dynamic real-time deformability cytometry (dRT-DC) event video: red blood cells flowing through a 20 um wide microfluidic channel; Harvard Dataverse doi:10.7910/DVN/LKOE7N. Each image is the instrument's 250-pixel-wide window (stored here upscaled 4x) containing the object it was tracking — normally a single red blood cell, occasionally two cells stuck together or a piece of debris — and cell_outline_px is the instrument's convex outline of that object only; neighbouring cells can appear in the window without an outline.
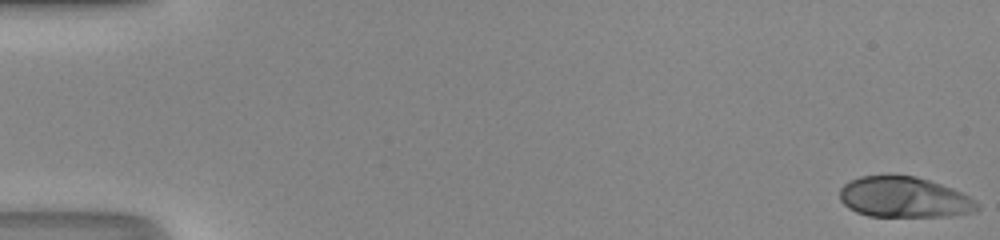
{"species": "human", "species_latin": "Homo sapiens", "temperature_condition": "room temperature", "stored_images_in_passage": 50, "camera_frame_rate_fps": 3000, "um_per_image_px": 0.085, "donor": {"sex": "male"}, "frame": {"image": 1, "passage_image": 1, "time_ms": 0.0, "image_size_px": [1000, 240], "cell_outline_px": [[980, 208], [976, 212], [952, 216], [868, 216], [856, 212], [848, 208], [840, 200], [840, 188], [844, 184], [860, 176], [916, 176], [952, 188], [976, 200], [980, 204]], "centroid_in_image_um": [76.88, 16.78], "position_along_channel_um": 8.1, "area_um2": 32.54}}
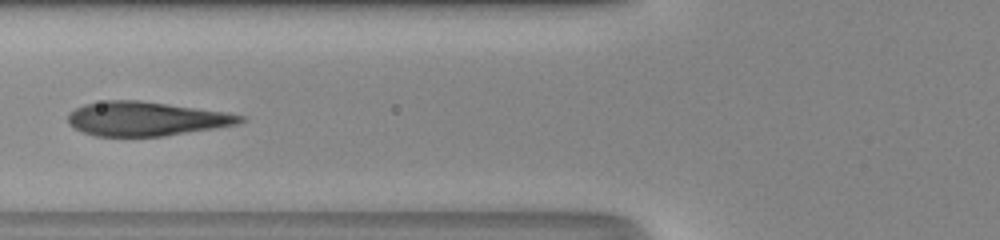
{"frame": {"image": 2, "passage_image": 21, "time_ms": 6.667, "image_size_px": [1000, 240], "cell_outline_px": [[248, 120], [240, 124], [216, 128], [164, 136], [96, 136], [72, 128], [68, 124], [68, 112], [84, 104], [104, 100], [140, 100], [224, 112], [244, 116]], "centroid_in_image_um": [12.4, 10.1], "position_along_channel_um": 113.4, "area_um2": 34.39}}
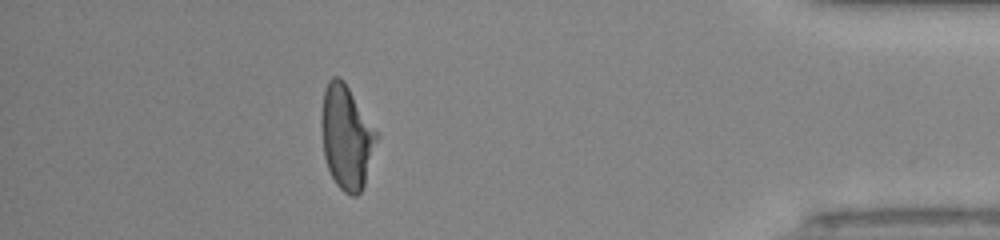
{"frame": {"image": 3, "passage_image": 45, "time_ms": 14.667, "image_size_px": [1000, 240], "cell_outline_px": [[380, 136], [364, 184], [360, 192], [356, 196], [352, 196], [344, 192], [336, 184], [328, 168], [324, 156], [320, 128], [320, 116], [324, 88], [328, 80], [332, 76], [340, 76], [344, 80]], "centroid_in_image_um": [29.44, 11.62], "position_along_channel_um": 405.8, "area_um2": 33.87}, "authors_computed_cell_mechanics": {"area_um2": 33.8997, "velocity_mm_per_s": 4.2241, "shape_relaxation_time_tau1_ms": 4.7114, "shape_relaxation_time_tau2_ms": null, "deformation_change_tau1": 0.2093, "deformation_change_tau2": null}}